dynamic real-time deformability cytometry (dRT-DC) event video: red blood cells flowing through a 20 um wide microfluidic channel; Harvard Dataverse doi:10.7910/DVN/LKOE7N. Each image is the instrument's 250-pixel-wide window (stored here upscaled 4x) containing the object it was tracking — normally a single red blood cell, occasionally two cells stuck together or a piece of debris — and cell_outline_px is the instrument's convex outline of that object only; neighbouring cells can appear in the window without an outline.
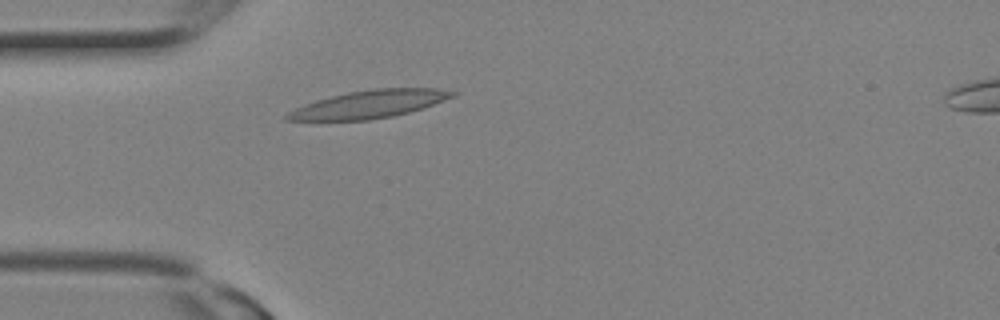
{"species": "Egyptian fruit bat (a non-hibernating species)", "species_latin": "Rousettus aegyptiacus", "temperature_condition": "room temperature", "stored_images_in_passage": 3, "camera_frame_rate_fps": 3000, "um_per_image_px": 0.085, "animal": {"sex": "female"}, "frame": {"image": 1, "passage_image": 2, "time_ms": 0.333, "image_size_px": [1000, 320], "cell_outline_px": [[460, 92], [456, 96], [408, 112], [392, 116], [368, 120], [284, 120], [284, 116], [288, 112], [304, 104], [316, 100], [348, 92], [376, 88], [436, 88]], "centroid_in_image_um": [31.4, 8.85], "position_along_channel_um": 53.6, "area_um2": 26.47}}